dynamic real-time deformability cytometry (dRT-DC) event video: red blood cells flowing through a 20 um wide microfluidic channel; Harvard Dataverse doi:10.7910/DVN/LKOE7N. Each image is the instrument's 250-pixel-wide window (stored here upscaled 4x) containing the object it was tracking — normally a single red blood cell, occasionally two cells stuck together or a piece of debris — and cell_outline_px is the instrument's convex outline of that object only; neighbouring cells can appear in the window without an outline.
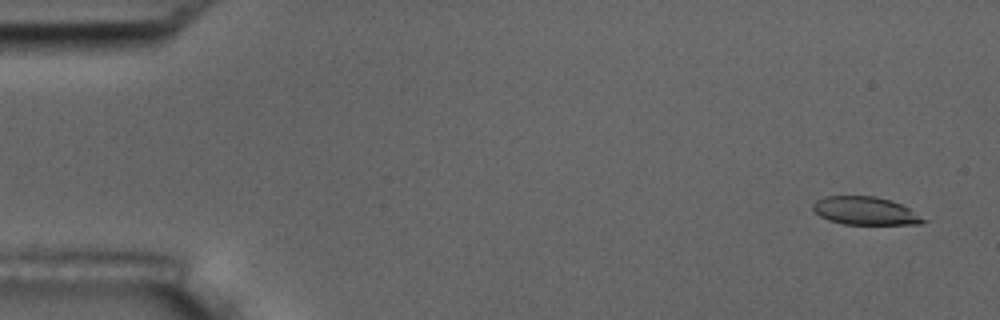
{"species": "common noctule bat (a hibernating species)", "species_latin": "Nyctalus noctula", "temperature_condition": "room temperature", "stored_images_in_passage": 5, "camera_frame_rate_fps": 3000, "um_per_image_px": 0.085, "animal": {"sex": "male", "body_mass_g": 17.5, "forearm_length_mm": 52.3}, "frame": {"image": 1, "passage_image": 1, "time_ms": 0.0, "image_size_px": [1000, 320], "cell_outline_px": [[928, 220], [920, 224], [844, 224], [828, 220], [820, 216], [812, 208], [812, 204], [816, 200], [824, 196], [876, 196], [892, 200], [908, 208]], "centroid_in_image_um": [73.53, 17.92], "position_along_channel_um": 11.5, "area_um2": 18.03}}
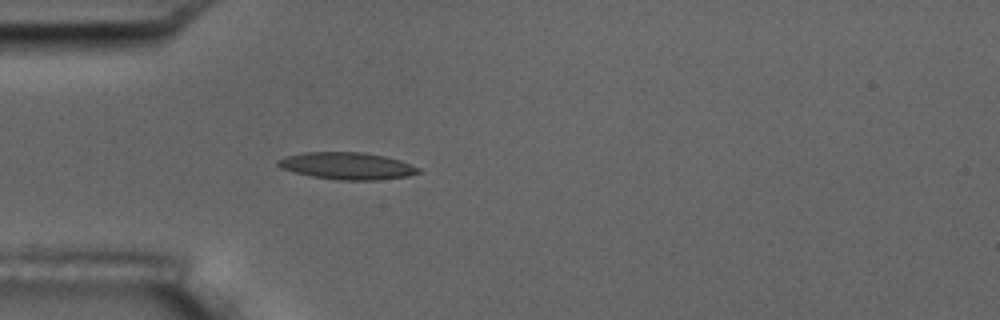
{"frame": {"image": 2, "passage_image": 5, "time_ms": 4.667, "image_size_px": [1000, 320], "cell_outline_px": [[420, 172], [408, 176], [376, 180], [336, 180], [312, 176], [296, 172], [284, 168], [276, 164], [276, 160], [284, 156], [304, 152], [364, 152], [384, 156], [400, 160], [420, 168]], "centroid_in_image_um": [29.5, 14.09], "position_along_channel_um": 55.5, "area_um2": 22.08}}